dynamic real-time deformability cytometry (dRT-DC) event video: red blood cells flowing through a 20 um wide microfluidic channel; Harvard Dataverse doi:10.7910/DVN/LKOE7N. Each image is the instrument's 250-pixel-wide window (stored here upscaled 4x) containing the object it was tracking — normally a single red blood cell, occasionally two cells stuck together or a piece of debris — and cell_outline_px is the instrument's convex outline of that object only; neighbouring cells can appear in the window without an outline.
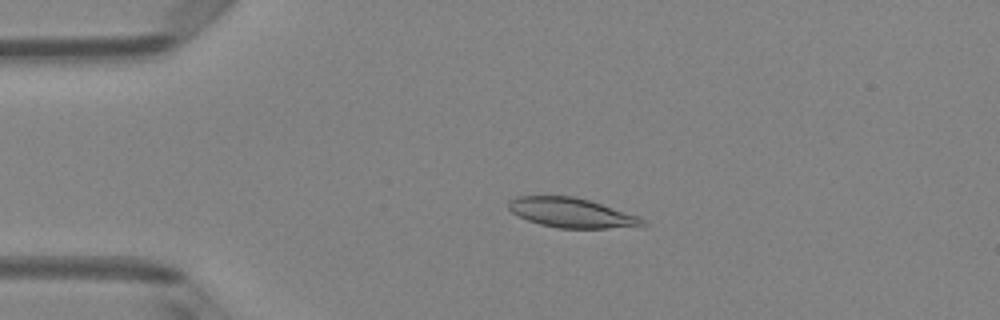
{"species": "Egyptian fruit bat (a non-hibernating species)", "species_latin": "Rousettus aegyptiacus", "temperature_condition": "room temperature", "stored_images_in_passage": 48, "camera_frame_rate_fps": 3000, "um_per_image_px": 0.085, "animal": {"sex": "female"}, "frame": {"image": 1, "passage_image": 10, "time_ms": 3.0, "image_size_px": [1000, 320], "cell_outline_px": [[648, 224], [644, 228], [556, 228], [540, 224], [528, 220], [512, 212], [508, 208], [508, 200], [516, 196], [572, 196], [588, 200], [640, 216]], "centroid_in_image_um": [48.66, 18.11], "position_along_channel_um": 36.3, "area_um2": 23.41}}
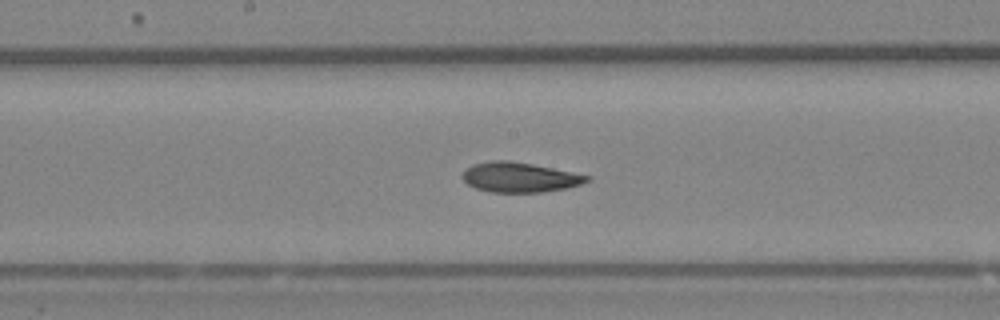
{"frame": {"image": 2, "passage_image": 25, "time_ms": 8.0, "image_size_px": [1000, 320], "cell_outline_px": [[592, 180], [568, 188], [540, 192], [492, 192], [476, 188], [468, 184], [460, 176], [464, 168], [472, 164], [492, 160], [508, 160], [532, 164], [592, 176]], "centroid_in_image_um": [44.15, 15.06], "position_along_channel_um": 204.0, "area_um2": 21.79}}
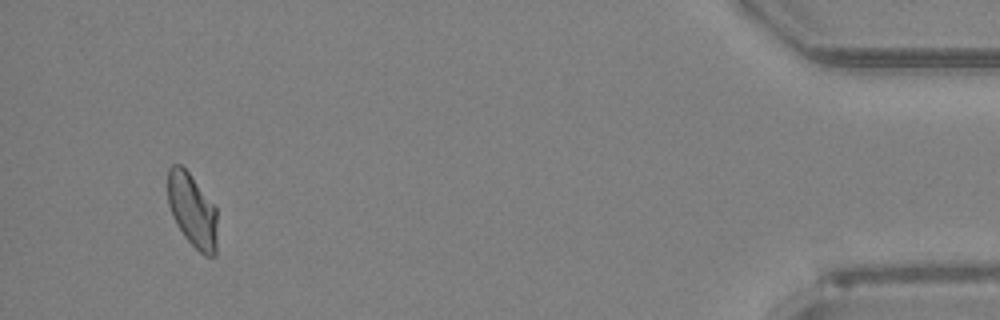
{"frame": {"image": 3, "passage_image": 46, "time_ms": 15.0, "image_size_px": [1000, 320], "cell_outline_px": [[216, 256], [204, 256], [184, 236], [176, 224], [172, 216], [168, 204], [168, 168], [172, 164], [180, 164], [188, 172], [216, 208]], "centroid_in_image_um": [16.33, 17.89], "position_along_channel_um": 418.9, "area_um2": 21.04}, "authors_computed_cell_mechanics": {"area_um2": 22.2241, "velocity_mm_per_s": 4.1191, "shape_relaxation_time_tau1_ms": 3.8684, "shape_relaxation_time_tau2_ms": 3.5065, "deformation_change_tau1": 0.0991, "deformation_change_tau2": 0.077}}